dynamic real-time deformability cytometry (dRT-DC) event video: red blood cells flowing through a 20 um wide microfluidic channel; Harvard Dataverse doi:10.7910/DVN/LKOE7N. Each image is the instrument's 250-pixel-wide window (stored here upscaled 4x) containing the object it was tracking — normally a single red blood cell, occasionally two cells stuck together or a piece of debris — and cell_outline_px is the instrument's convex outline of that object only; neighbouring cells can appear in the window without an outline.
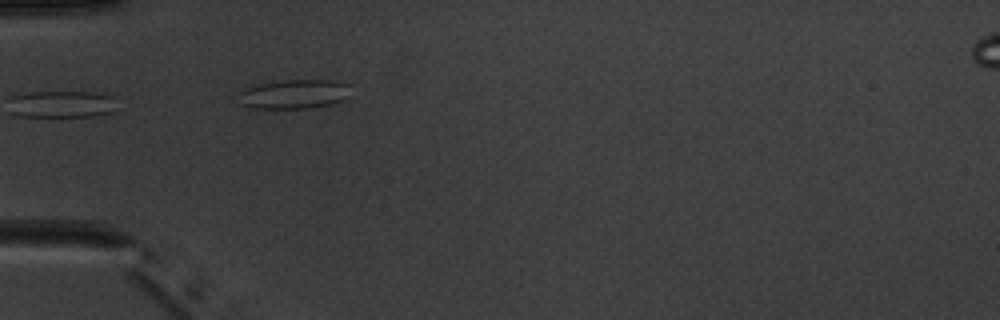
{"species": "common noctule bat (a hibernating species)", "species_latin": "Nyctalus noctula", "temperature_condition": "warm", "stored_images_in_passage": 8, "camera_frame_rate_fps": 3000, "um_per_image_px": 0.085, "animal": {"sex": "male", "body_mass_g": 20.1, "forearm_length_mm": 53.5}, "frame": {"image": 1, "passage_image": 5, "time_ms": 4.667, "image_size_px": [1000, 320], "cell_outline_px": [[352, 96], [344, 100], [332, 104], [308, 108], [252, 108], [244, 104], [232, 96], [240, 88], [260, 84], [284, 80], [336, 80], [348, 84]], "centroid_in_image_um": [24.97, 7.99], "position_along_channel_um": 60.0, "area_um2": 19.65}}
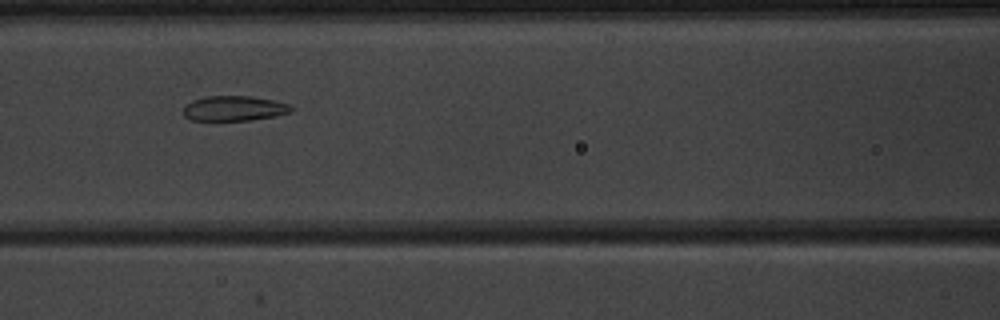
{"frame": {"image": 2, "passage_image": 7, "time_ms": 7.0, "image_size_px": [1000, 320], "cell_outline_px": [[292, 112], [276, 116], [252, 120], [192, 120], [184, 116], [184, 104], [192, 100], [208, 96], [252, 96], [272, 100], [288, 104], [292, 108]], "centroid_in_image_um": [19.89, 9.21], "position_along_channel_um": 146.7, "area_um2": 15.72}}
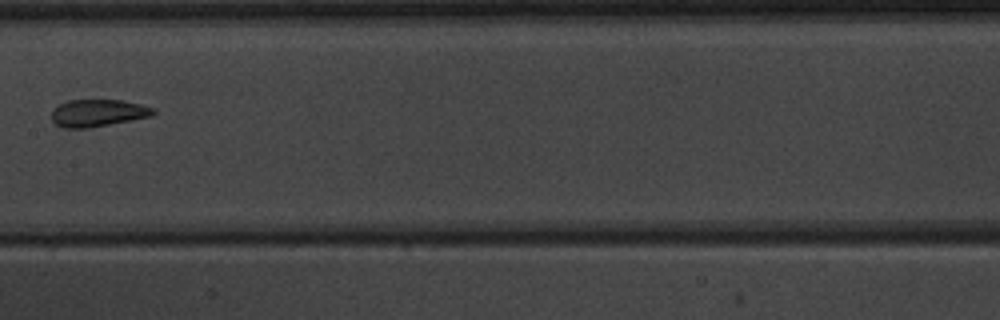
{"frame": {"image": 3, "passage_image": 8, "time_ms": 8.333, "image_size_px": [1000, 320], "cell_outline_px": [[156, 112], [152, 116], [132, 120], [88, 128], [64, 128], [56, 124], [52, 120], [52, 112], [60, 104], [68, 100], [124, 100], [156, 108]], "centroid_in_image_um": [8.37, 9.6], "position_along_channel_um": 199.0, "area_um2": 16.13}}